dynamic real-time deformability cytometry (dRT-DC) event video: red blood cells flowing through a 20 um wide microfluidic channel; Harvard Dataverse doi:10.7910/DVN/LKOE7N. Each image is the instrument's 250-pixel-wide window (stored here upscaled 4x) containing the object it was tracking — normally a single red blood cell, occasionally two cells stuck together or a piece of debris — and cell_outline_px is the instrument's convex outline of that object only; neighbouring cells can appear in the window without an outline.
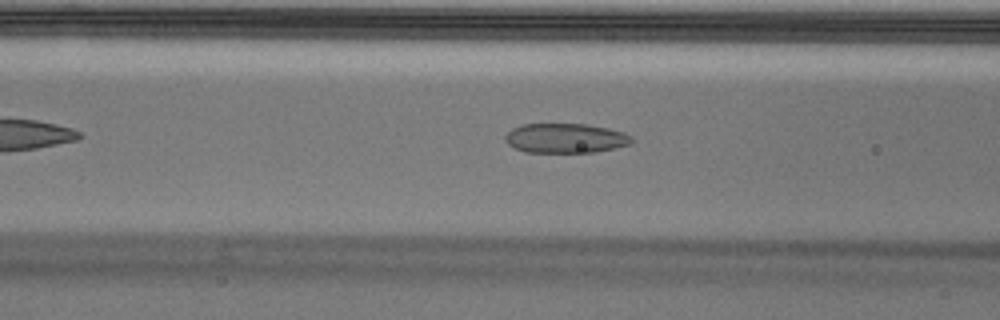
{"species": "Egyptian fruit bat (a non-hibernating species)", "species_latin": "Rousettus aegyptiacus", "temperature_condition": "cold", "stored_images_in_passage": 47, "camera_frame_rate_fps": 3000, "um_per_image_px": 0.085, "animal": {"sex": "male"}, "frame": {"image": 1, "passage_image": 13, "time_ms": 4.0, "image_size_px": [1000, 320], "cell_outline_px": [[632, 144], [596, 152], [524, 152], [508, 144], [504, 140], [504, 136], [512, 128], [520, 124], [588, 124], [608, 128], [624, 132], [632, 136]], "centroid_in_image_um": [48.07, 11.74], "position_along_channel_um": 118.5, "area_um2": 21.96}}
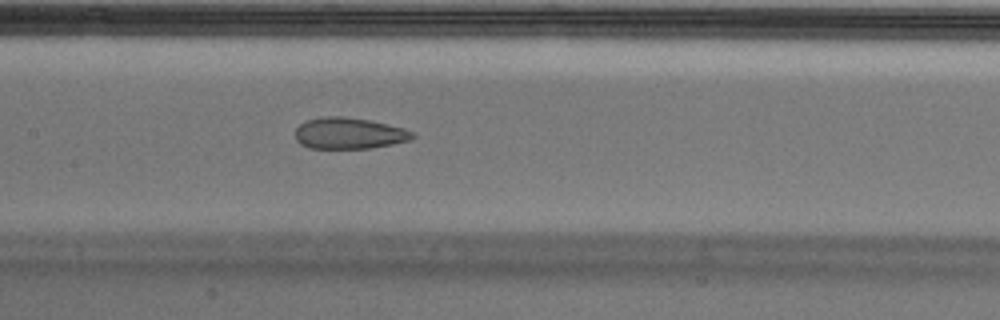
{"frame": {"image": 2, "passage_image": 18, "time_ms": 5.667, "image_size_px": [1000, 320], "cell_outline_px": [[416, 136], [412, 140], [372, 148], [308, 148], [300, 144], [296, 140], [296, 128], [300, 124], [308, 120], [324, 116], [344, 116], [368, 120], [388, 124], [404, 128], [416, 132]], "centroid_in_image_um": [29.71, 11.33], "position_along_channel_um": 177.7, "area_um2": 21.56}}
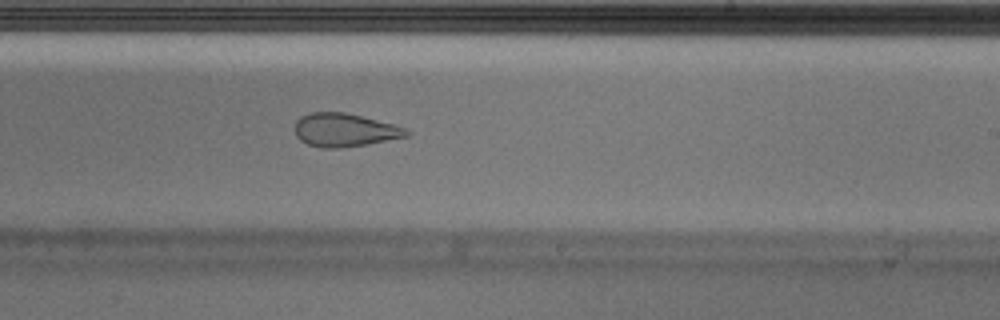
{"frame": {"image": 3, "passage_image": 25, "time_ms": 8.0, "image_size_px": [1000, 320], "cell_outline_px": [[412, 132], [408, 136], [368, 144], [340, 148], [320, 148], [308, 144], [300, 140], [296, 136], [296, 120], [300, 116], [308, 112], [344, 112], [392, 124], [404, 128]], "centroid_in_image_um": [29.26, 11.06], "position_along_channel_um": 259.7, "area_um2": 21.62}, "authors_computed_cell_mechanics": {"area_um2": 24.276, "velocity_mm_per_s": 3.5216, "shape_relaxation_time_tau1_ms": null, "shape_relaxation_time_tau2_ms": 1.9026, "deformation_change_tau1": null, "deformation_change_tau2": 0.0919}}